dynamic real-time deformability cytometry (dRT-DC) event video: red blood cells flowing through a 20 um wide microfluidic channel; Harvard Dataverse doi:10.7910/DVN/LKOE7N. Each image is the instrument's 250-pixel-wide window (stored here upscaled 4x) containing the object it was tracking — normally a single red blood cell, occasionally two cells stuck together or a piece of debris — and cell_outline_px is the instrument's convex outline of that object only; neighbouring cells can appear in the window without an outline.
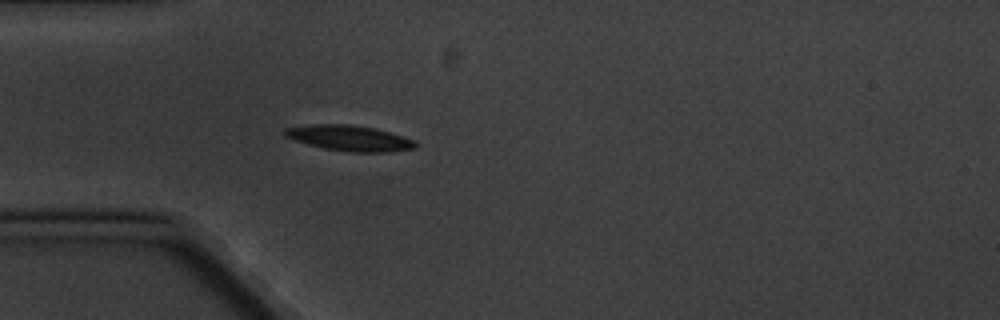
{"species": "common noctule bat (a hibernating species)", "species_latin": "Nyctalus noctula", "temperature_condition": "cold", "stored_images_in_passage": 4, "camera_frame_rate_fps": 3000, "um_per_image_px": 0.085, "animal": {"sex": "male", "body_mass_g": 20.1, "forearm_length_mm": 53.5}, "frame": {"image": 1, "passage_image": 4, "time_ms": 4.333, "image_size_px": [1000, 320], "cell_outline_px": [[416, 148], [392, 152], [352, 152], [324, 148], [308, 144], [284, 136], [284, 128], [308, 124], [348, 124], [372, 128], [388, 132], [416, 140]], "centroid_in_image_um": [29.71, 11.74], "position_along_channel_um": 55.3, "area_um2": 19.36}}